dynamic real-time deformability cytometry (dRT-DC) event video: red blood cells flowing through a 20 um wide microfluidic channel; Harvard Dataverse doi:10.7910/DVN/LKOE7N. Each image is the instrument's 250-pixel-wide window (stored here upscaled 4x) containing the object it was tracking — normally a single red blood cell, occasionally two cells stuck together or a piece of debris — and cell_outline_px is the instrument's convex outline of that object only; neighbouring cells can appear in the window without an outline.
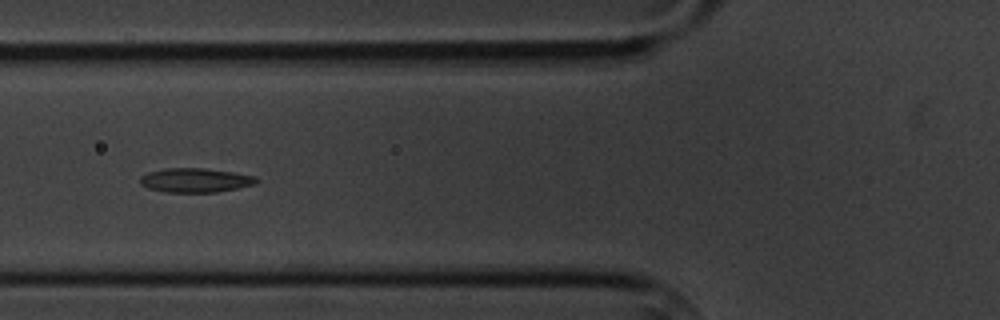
{"species": "common noctule bat (a hibernating species)", "species_latin": "Nyctalus noctula", "temperature_condition": "cold", "stored_images_in_passage": 7, "camera_frame_rate_fps": 3000, "um_per_image_px": 0.085, "animal": {"sex": "male", "body_mass_g": 20.1, "forearm_length_mm": 53.5}, "frame": {"image": 1, "passage_image": 5, "time_ms": 5.667, "image_size_px": [1000, 320], "cell_outline_px": [[260, 180], [256, 184], [216, 192], [164, 192], [148, 188], [140, 184], [140, 176], [148, 172], [164, 168], [204, 168], [232, 172], [256, 176]], "centroid_in_image_um": [16.59, 15.31], "position_along_channel_um": 109.2, "area_um2": 16.47}}
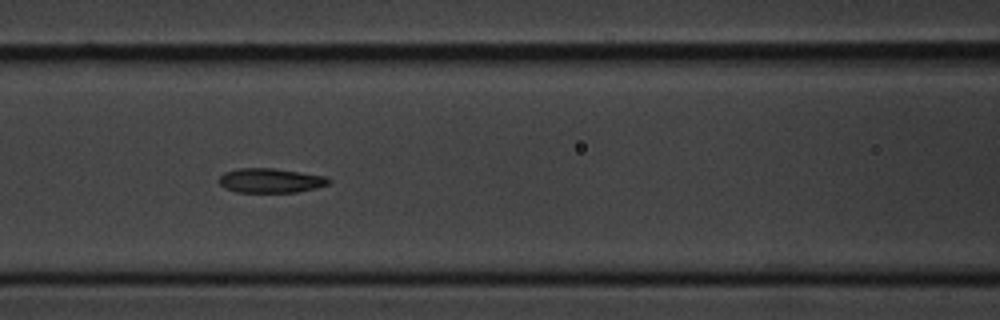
{"frame": {"image": 2, "passage_image": 6, "time_ms": 6.667, "image_size_px": [1000, 320], "cell_outline_px": [[332, 180], [328, 184], [316, 188], [296, 192], [236, 192], [224, 188], [216, 180], [224, 172], [236, 168], [272, 168], [328, 176]], "centroid_in_image_um": [22.98, 15.34], "position_along_channel_um": 143.6, "area_um2": 15.84}}
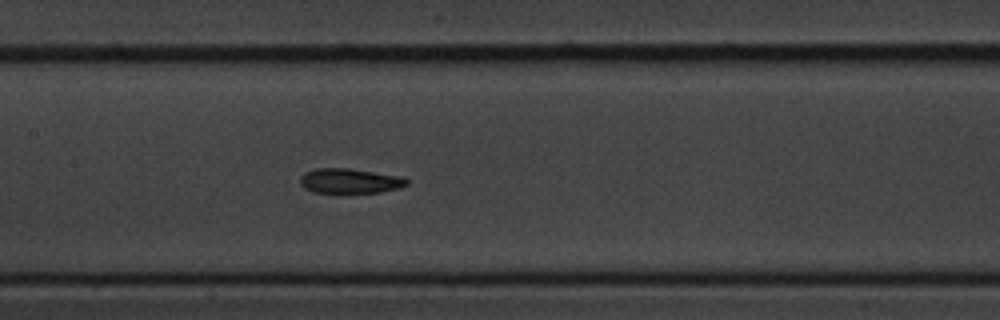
{"frame": {"image": 3, "passage_image": 7, "time_ms": 7.667, "image_size_px": [1000, 320], "cell_outline_px": [[408, 184], [396, 188], [380, 192], [348, 196], [344, 196], [312, 192], [304, 188], [300, 184], [300, 176], [304, 172], [316, 168], [348, 168], [400, 176], [408, 180]], "centroid_in_image_um": [29.66, 15.43], "position_along_channel_um": 177.7, "area_um2": 16.3}}